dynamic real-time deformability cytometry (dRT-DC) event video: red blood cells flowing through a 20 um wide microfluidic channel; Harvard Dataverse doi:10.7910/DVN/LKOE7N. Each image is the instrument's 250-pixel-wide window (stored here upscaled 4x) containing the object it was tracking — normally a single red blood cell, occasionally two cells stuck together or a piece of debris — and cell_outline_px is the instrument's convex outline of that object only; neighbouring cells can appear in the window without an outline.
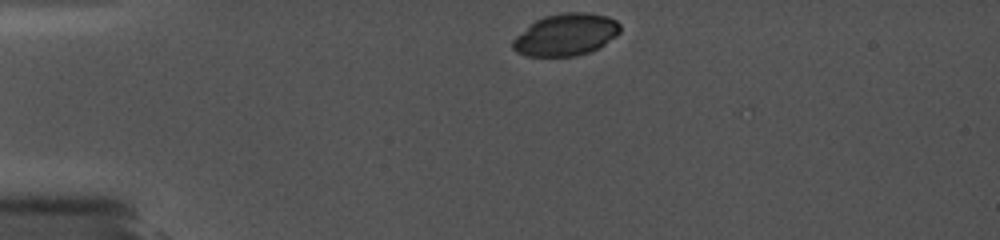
{"species": "common noctule bat (a hibernating species)", "species_latin": "Nyctalus noctula", "temperature_condition": "cold", "stored_images_in_passage": 4, "camera_frame_rate_fps": 5000, "um_per_image_px": 0.085, "animal": {"sex": "female", "body_mass_g": 19.0, "forearm_length_mm": 56.7}, "frame": {"image": 1, "passage_image": 1, "time_ms": 0.0, "image_size_px": [1000, 240], "cell_outline_px": [[620, 32], [616, 36], [600, 48], [576, 56], [528, 56], [516, 52], [512, 48], [512, 40], [516, 36], [536, 20], [544, 16], [564, 12], [588, 12], [608, 16], [616, 20], [620, 24]], "centroid_in_image_um": [48.12, 2.94], "position_along_channel_um": 36.9, "area_um2": 26.41}}